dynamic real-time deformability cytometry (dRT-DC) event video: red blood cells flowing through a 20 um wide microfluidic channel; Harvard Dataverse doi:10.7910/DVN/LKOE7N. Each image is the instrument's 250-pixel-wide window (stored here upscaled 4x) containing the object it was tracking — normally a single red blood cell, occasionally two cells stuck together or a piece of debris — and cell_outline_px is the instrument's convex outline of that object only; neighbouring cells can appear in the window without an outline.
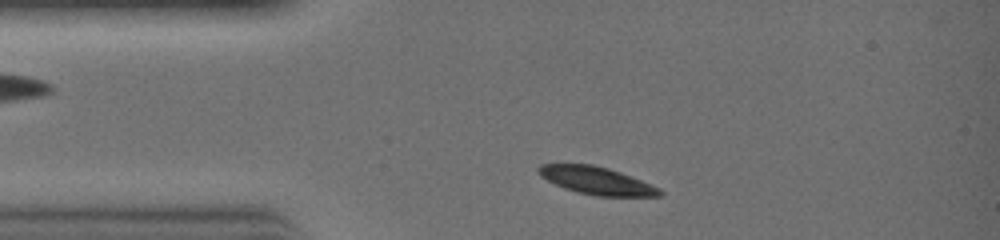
{"species": "common noctule bat (a hibernating species)", "species_latin": "Nyctalus noctula", "temperature_condition": "warm", "stored_images_in_passage": 23, "camera_frame_rate_fps": 3000, "um_per_image_px": 0.085, "animal": {"sex": "female", "body_mass_g": 19.0, "forearm_length_mm": 51.5}, "frame": {"image": 1, "passage_image": 2, "time_ms": 0.333, "image_size_px": [1000, 240], "cell_outline_px": [[664, 192], [660, 196], [596, 196], [576, 192], [564, 188], [540, 176], [536, 172], [536, 168], [540, 164], [592, 164], [608, 168], [620, 172], [660, 188]], "centroid_in_image_um": [50.68, 15.35], "position_along_channel_um": 34.3, "area_um2": 19.48}}
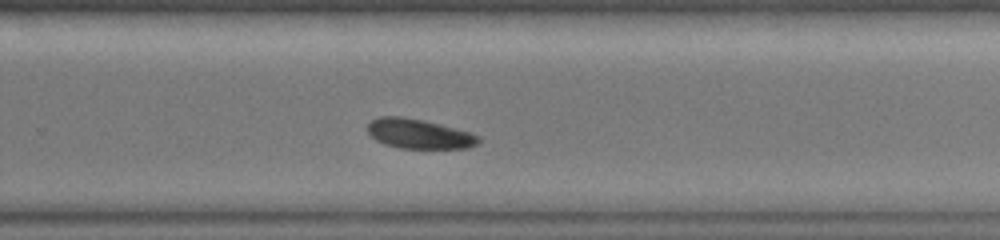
{"frame": {"image": 2, "passage_image": 16, "time_ms": 5.0, "image_size_px": [1000, 240], "cell_outline_px": [[480, 140], [476, 144], [468, 148], [400, 148], [384, 144], [376, 140], [368, 132], [368, 124], [372, 120], [380, 116], [400, 116], [424, 120], [468, 132], [480, 136]], "centroid_in_image_um": [35.59, 11.37], "position_along_channel_um": 294.2, "area_um2": 18.96}}
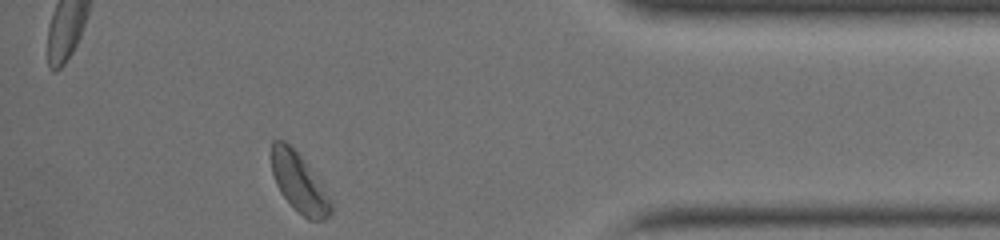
{"frame": {"image": 3, "passage_image": 23, "time_ms": 7.333, "image_size_px": [1000, 240], "cell_outline_px": [[332, 212], [324, 220], [308, 220], [284, 196], [276, 184], [272, 172], [272, 140], [284, 140], [304, 160], [320, 180], [332, 200]], "centroid_in_image_um": [25.46, 15.53], "position_along_channel_um": 409.7, "area_um2": 20.17}}